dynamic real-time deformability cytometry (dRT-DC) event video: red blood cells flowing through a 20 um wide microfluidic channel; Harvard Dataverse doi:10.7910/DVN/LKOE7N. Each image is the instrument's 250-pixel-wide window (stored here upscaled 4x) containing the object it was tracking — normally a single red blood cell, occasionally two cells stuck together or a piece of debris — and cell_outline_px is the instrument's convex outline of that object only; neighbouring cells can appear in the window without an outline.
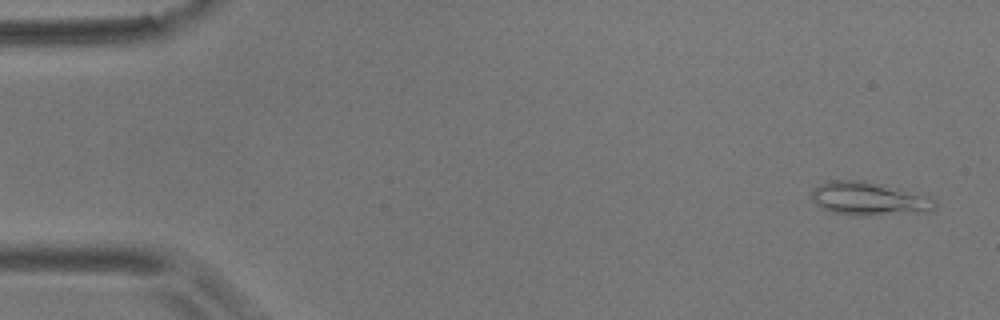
{"species": "common noctule bat (a hibernating species)", "species_latin": "Nyctalus noctula", "temperature_condition": "room temperature", "stored_images_in_passage": 6, "camera_frame_rate_fps": 3000, "um_per_image_px": 0.085, "animal": {"sex": "male", "body_mass_g": 17.9}, "frame": {"image": 1, "passage_image": 1, "time_ms": 0.0, "image_size_px": [1000, 320], "cell_outline_px": [[936, 208], [932, 212], [864, 216], [848, 216], [828, 212], [820, 208], [812, 200], [812, 192], [820, 184], [832, 180], [864, 180], [928, 196], [936, 200]], "centroid_in_image_um": [73.87, 16.93], "position_along_channel_um": 11.1, "area_um2": 24.39}}
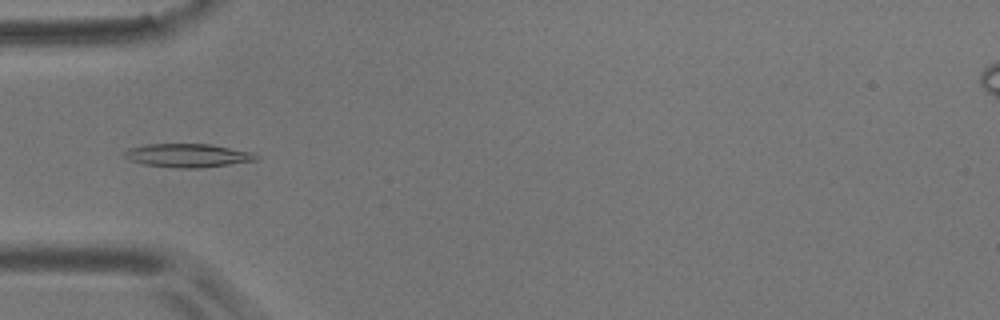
{"frame": {"image": 2, "passage_image": 5, "time_ms": 1.333, "image_size_px": [1000, 320], "cell_outline_px": [[256, 160], [200, 168], [176, 168], [144, 164], [132, 160], [124, 156], [124, 152], [128, 148], [148, 144], [208, 144], [252, 152], [256, 156]], "centroid_in_image_um": [15.92, 13.21], "position_along_channel_um": 69.1, "area_um2": 17.69}}
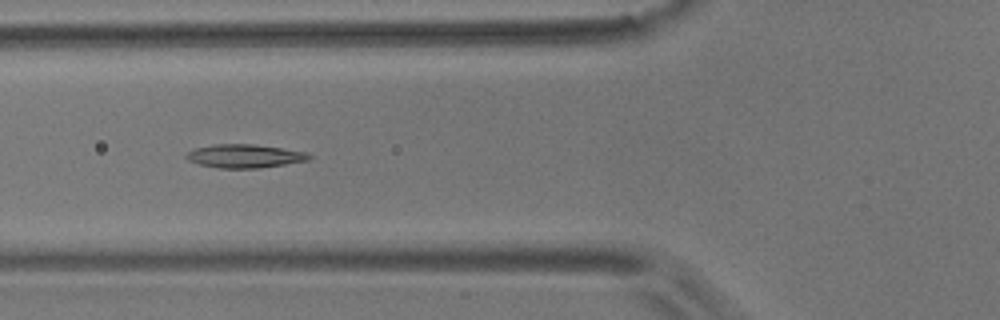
{"frame": {"image": 3, "passage_image": 6, "time_ms": 1.667, "image_size_px": [1000, 320], "cell_outline_px": [[312, 156], [308, 160], [260, 168], [216, 168], [200, 164], [188, 160], [184, 156], [188, 152], [196, 148], [212, 144], [252, 144], [308, 152]], "centroid_in_image_um": [20.78, 13.26], "position_along_channel_um": 105.0, "area_um2": 16.7}}